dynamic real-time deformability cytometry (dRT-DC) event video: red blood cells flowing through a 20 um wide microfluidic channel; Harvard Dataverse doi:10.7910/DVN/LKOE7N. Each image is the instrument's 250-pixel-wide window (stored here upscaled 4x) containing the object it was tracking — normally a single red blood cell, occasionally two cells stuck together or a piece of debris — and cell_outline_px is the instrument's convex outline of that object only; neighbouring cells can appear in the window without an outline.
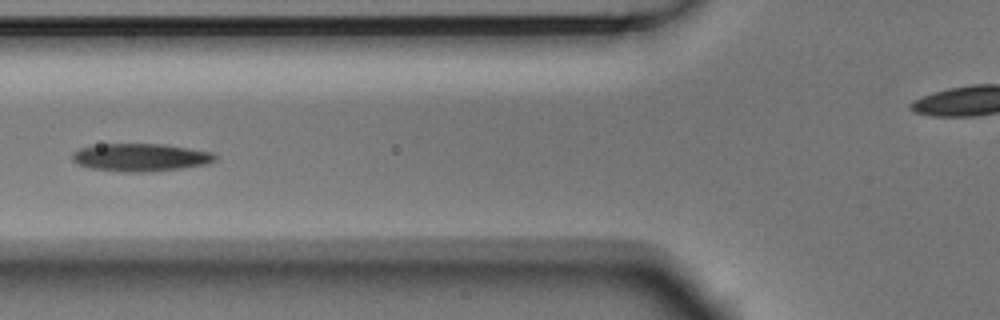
{"species": "Egyptian fruit bat (a non-hibernating species)", "species_latin": "Rousettus aegyptiacus", "temperature_condition": "room temperature", "stored_images_in_passage": 12, "camera_frame_rate_fps": 3000, "um_per_image_px": 0.085, "animal": {"sex": "male"}, "frame": {"image": 1, "passage_image": 3, "time_ms": 0.667, "image_size_px": [1000, 320], "cell_outline_px": [[216, 160], [208, 164], [184, 168], [144, 172], [124, 172], [88, 168], [76, 164], [72, 160], [72, 152], [80, 148], [92, 144], [164, 144], [216, 152]], "centroid_in_image_um": [11.94, 13.37], "position_along_channel_um": 113.9, "area_um2": 23.58}}
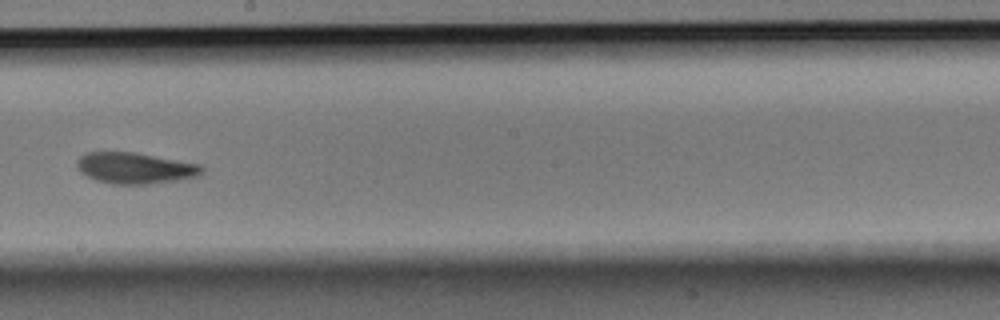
{"frame": {"image": 2, "passage_image": 6, "time_ms": 1.667, "image_size_px": [1000, 320], "cell_outline_px": [[204, 172], [200, 176], [176, 180], [148, 184], [112, 184], [96, 180], [80, 172], [76, 164], [76, 160], [84, 152], [136, 152], [204, 164]], "centroid_in_image_um": [11.53, 14.27], "position_along_channel_um": 236.7, "area_um2": 23.06}}
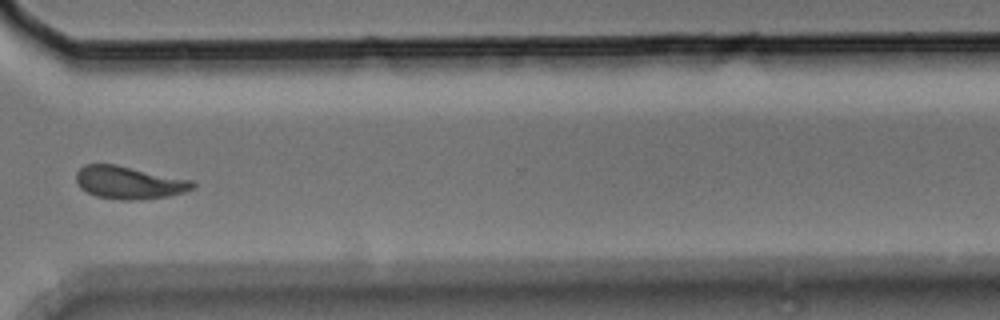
{"frame": {"image": 3, "passage_image": 9, "time_ms": 2.667, "image_size_px": [1000, 320], "cell_outline_px": [[196, 188], [184, 192], [168, 196], [136, 200], [120, 200], [96, 196], [80, 188], [76, 180], [76, 172], [84, 164], [116, 164], [192, 180], [196, 184]], "centroid_in_image_um": [10.98, 15.51], "position_along_channel_um": 359.6, "area_um2": 22.31}}